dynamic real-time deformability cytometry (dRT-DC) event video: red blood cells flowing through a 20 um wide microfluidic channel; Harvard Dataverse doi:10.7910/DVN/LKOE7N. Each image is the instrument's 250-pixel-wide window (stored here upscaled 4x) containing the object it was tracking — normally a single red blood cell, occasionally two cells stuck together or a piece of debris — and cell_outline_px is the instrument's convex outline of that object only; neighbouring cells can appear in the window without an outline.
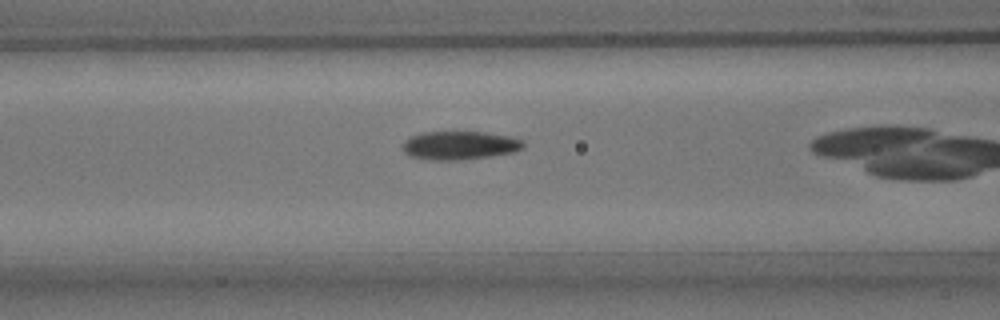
{"species": "common noctule bat (a hibernating species)", "species_latin": "Nyctalus noctula", "temperature_condition": "room temperature", "stored_images_in_passage": 16, "camera_frame_rate_fps": 3000, "um_per_image_px": 0.085, "animal": {"sex": "male", "body_mass_g": 15.6}, "frame": {"image": 1, "passage_image": 14, "time_ms": 4.333, "image_size_px": [1000, 320], "cell_outline_px": [[524, 148], [512, 152], [488, 156], [456, 160], [432, 160], [408, 156], [404, 152], [404, 140], [420, 132], [484, 132], [508, 136], [524, 140]], "centroid_in_image_um": [39.06, 12.35], "position_along_channel_um": 127.5, "area_um2": 19.88}}